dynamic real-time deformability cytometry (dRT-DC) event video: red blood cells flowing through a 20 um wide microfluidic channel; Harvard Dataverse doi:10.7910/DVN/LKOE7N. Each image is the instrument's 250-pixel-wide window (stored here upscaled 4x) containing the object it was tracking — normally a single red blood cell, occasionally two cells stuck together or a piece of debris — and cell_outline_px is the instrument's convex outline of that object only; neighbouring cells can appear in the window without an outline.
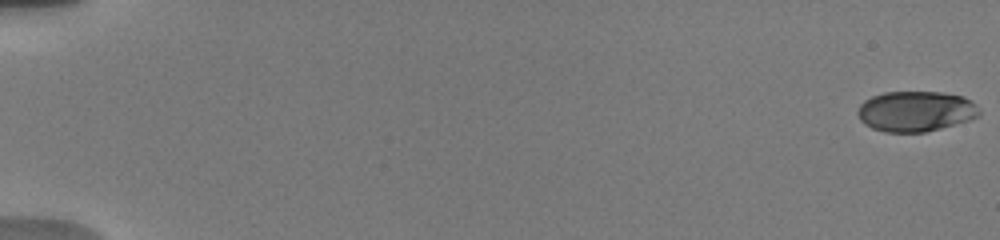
{"species": "human", "species_latin": "Homo sapiens", "temperature_condition": "warm", "stored_images_in_passage": 53, "camera_frame_rate_fps": 3000, "um_per_image_px": 0.085, "donor": {"sex": "male"}, "frame": {"image": 1, "passage_image": 1, "time_ms": 0.0, "image_size_px": [1000, 240], "cell_outline_px": [[980, 116], [968, 120], [940, 128], [924, 132], [884, 132], [872, 128], [864, 124], [860, 120], [856, 112], [860, 104], [864, 100], [872, 96], [884, 92], [940, 92], [964, 96], [972, 100], [976, 104], [980, 112]], "centroid_in_image_um": [77.82, 9.45], "position_along_channel_um": 7.2, "area_um2": 28.78}}
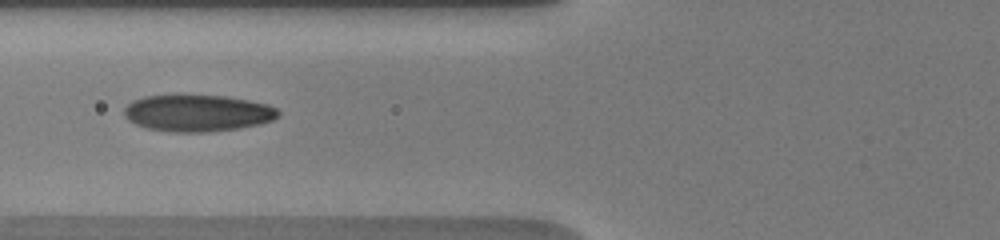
{"frame": {"image": 2, "passage_image": 24, "time_ms": 7.667, "image_size_px": [1000, 240], "cell_outline_px": [[280, 116], [272, 120], [260, 124], [236, 128], [204, 132], [176, 132], [148, 128], [136, 124], [128, 120], [124, 116], [124, 108], [132, 100], [144, 96], [176, 92], [180, 92], [228, 96], [268, 104], [276, 108], [280, 112]], "centroid_in_image_um": [16.76, 9.55], "position_along_channel_um": 109.0, "area_um2": 33.99}}
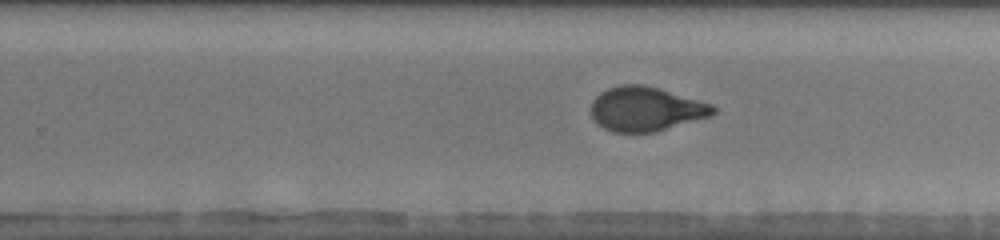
{"frame": {"image": 3, "passage_image": 39, "time_ms": 12.0, "image_size_px": [1000, 240], "cell_outline_px": [[716, 112], [712, 116], [656, 132], [612, 132], [604, 128], [592, 116], [592, 100], [600, 92], [608, 88], [620, 84], [644, 84], [660, 88], [712, 104], [716, 108]], "centroid_in_image_um": [54.93, 9.25], "position_along_channel_um": 274.9, "area_um2": 31.67}, "authors_computed_cell_mechanics": {"area_um2": 31.5588, "velocity_mm_per_s": 3.8268, "shape_relaxation_time_tau1_ms": 4.7648, "shape_relaxation_time_tau2_ms": 0.8232, "deformation_change_tau1": 0.2099, "deformation_change_tau2": 0.0679}}